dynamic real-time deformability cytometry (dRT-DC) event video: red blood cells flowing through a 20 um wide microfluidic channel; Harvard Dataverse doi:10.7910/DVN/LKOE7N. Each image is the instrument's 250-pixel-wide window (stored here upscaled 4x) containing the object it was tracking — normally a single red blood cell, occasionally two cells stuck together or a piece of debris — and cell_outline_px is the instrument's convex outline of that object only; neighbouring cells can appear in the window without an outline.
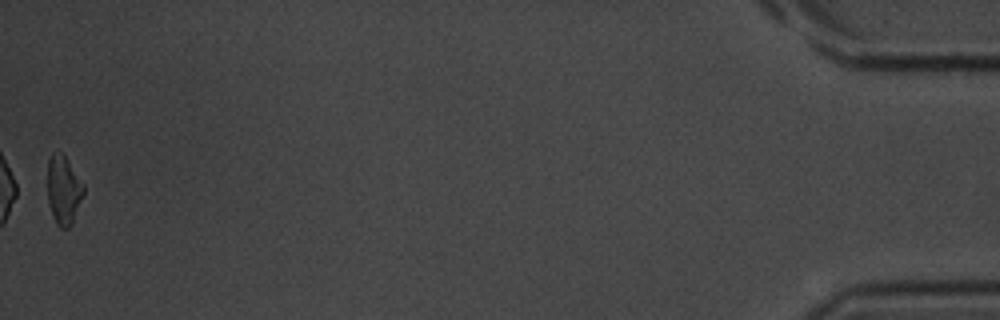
{"species": "common noctule bat (a hibernating species)", "species_latin": "Nyctalus noctula", "temperature_condition": "room temperature", "stored_images_in_passage": 42, "camera_frame_rate_fps": 3000, "um_per_image_px": 0.085, "animal": {"sex": "male", "body_mass_g": 20.1, "forearm_length_mm": 53.5}, "frame": {"image": 1, "passage_image": 42, "time_ms": 13.667, "image_size_px": [1000, 320], "cell_outline_px": [[84, 192], [72, 224], [68, 228], [60, 228], [56, 224], [52, 216], [48, 200], [48, 160], [52, 152], [60, 152], [64, 156], [84, 184]], "centroid_in_image_um": [5.39, 16.17], "position_along_channel_um": 429.8, "area_um2": 14.33}}